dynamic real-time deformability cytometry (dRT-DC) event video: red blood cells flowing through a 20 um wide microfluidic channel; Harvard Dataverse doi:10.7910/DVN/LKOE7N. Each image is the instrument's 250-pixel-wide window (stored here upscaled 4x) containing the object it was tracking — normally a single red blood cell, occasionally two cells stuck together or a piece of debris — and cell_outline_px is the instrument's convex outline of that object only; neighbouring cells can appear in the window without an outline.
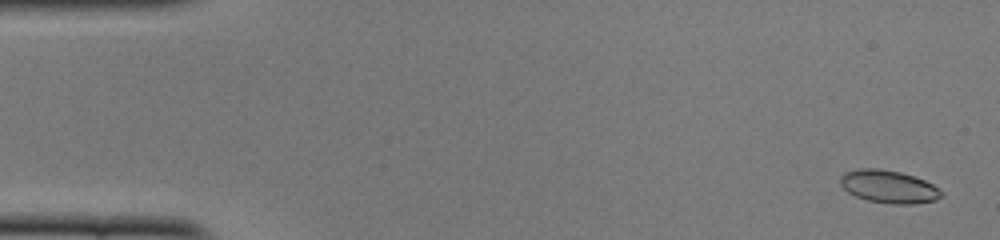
{"species": "common noctule bat (a hibernating species)", "species_latin": "Nyctalus noctula", "temperature_condition": "cold", "stored_images_in_passage": 51, "camera_frame_rate_fps": 3000, "um_per_image_px": 0.085, "animal": {"sex": "female", "body_mass_g": 22.0, "forearm_length_mm": 56.7}, "frame": {"image": 1, "passage_image": 2, "time_ms": 0.333, "image_size_px": [1000, 240], "cell_outline_px": [[944, 192], [936, 200], [912, 204], [892, 204], [868, 200], [856, 196], [848, 192], [840, 184], [840, 176], [844, 172], [856, 168], [880, 168], [900, 172], [924, 180], [932, 184]], "centroid_in_image_um": [75.51, 15.85], "position_along_channel_um": 9.5, "area_um2": 19.31}}
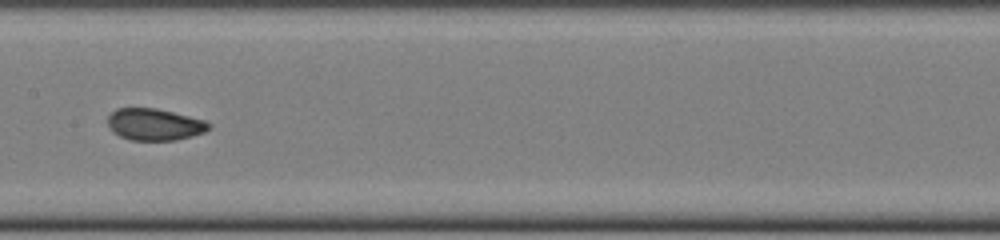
{"frame": {"image": 2, "passage_image": 26, "time_ms": 8.333, "image_size_px": [1000, 240], "cell_outline_px": [[212, 124], [204, 132], [192, 136], [176, 140], [132, 140], [120, 136], [112, 132], [108, 124], [108, 116], [116, 108], [156, 108], [204, 120]], "centroid_in_image_um": [13.11, 10.58], "position_along_channel_um": 194.3, "area_um2": 18.61}}
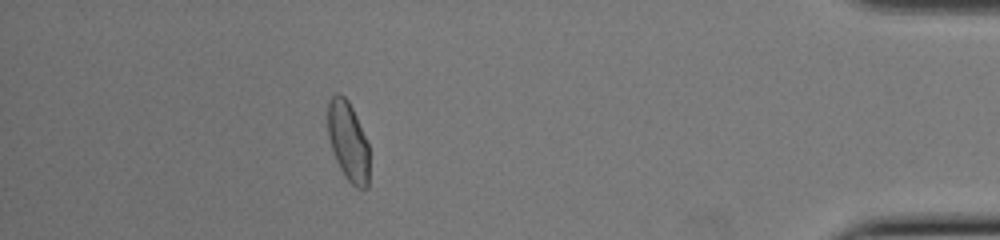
{"frame": {"image": 3, "passage_image": 46, "time_ms": 15.0, "image_size_px": [1000, 240], "cell_outline_px": [[368, 188], [356, 188], [344, 176], [336, 160], [328, 136], [328, 104], [332, 96], [336, 92], [340, 92], [348, 100], [356, 116], [368, 144]], "centroid_in_image_um": [29.58, 12.0], "position_along_channel_um": 405.6, "area_um2": 19.02}, "authors_computed_cell_mechanics": {"area_um2": 19.0162, "velocity_mm_per_s": 3.902, "shape_relaxation_time_tau1_ms": 4.5324, "shape_relaxation_time_tau2_ms": 1.3037, "deformation_change_tau1": 0.118, "deformation_change_tau2": 0.0398}}